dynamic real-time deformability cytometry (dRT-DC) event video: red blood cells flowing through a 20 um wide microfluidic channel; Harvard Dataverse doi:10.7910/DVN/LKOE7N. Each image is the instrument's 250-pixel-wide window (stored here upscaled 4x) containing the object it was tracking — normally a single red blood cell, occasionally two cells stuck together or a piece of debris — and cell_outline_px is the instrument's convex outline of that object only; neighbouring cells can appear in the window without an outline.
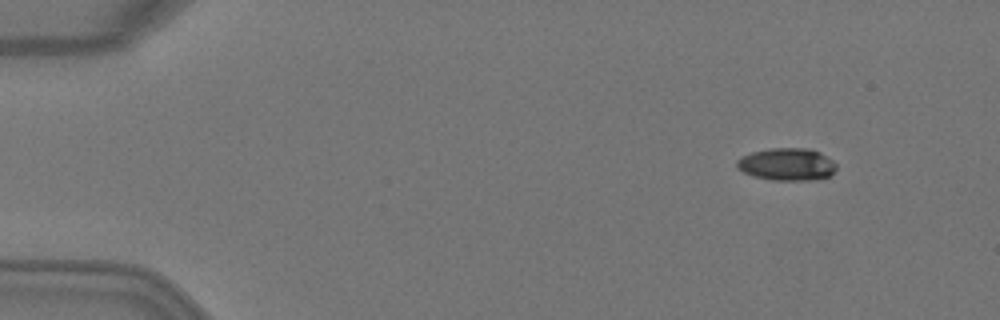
{"species": "Egyptian fruit bat (a non-hibernating species)", "species_latin": "Rousettus aegyptiacus", "temperature_condition": "warm", "stored_images_in_passage": 5, "camera_frame_rate_fps": 3000, "um_per_image_px": 0.085, "animal": {"sex": "female"}, "frame": {"image": 1, "passage_image": 2, "time_ms": 0.333, "image_size_px": [1000, 320], "cell_outline_px": [[836, 168], [828, 176], [816, 180], [772, 180], [752, 176], [744, 172], [736, 164], [736, 160], [740, 156], [752, 152], [772, 148], [808, 148], [820, 152], [832, 160], [836, 164]], "centroid_in_image_um": [66.88, 13.96], "position_along_channel_um": 18.1, "area_um2": 18.79}}